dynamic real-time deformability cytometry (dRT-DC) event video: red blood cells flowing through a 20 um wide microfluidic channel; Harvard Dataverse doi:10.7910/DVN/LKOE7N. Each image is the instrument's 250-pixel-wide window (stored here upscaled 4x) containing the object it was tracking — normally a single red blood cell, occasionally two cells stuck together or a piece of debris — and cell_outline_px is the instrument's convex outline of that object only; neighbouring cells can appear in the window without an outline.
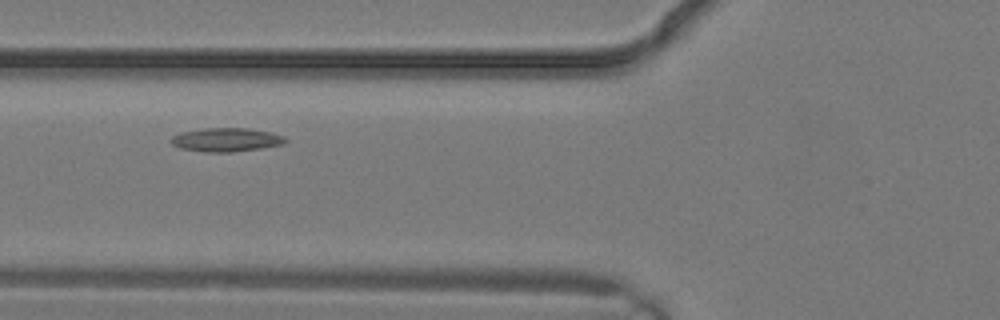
{"species": "common noctule bat (a hibernating species)", "species_latin": "Nyctalus noctula", "temperature_condition": "warm", "stored_images_in_passage": 3, "camera_frame_rate_fps": 3000, "um_per_image_px": 0.085, "animal": {"sex": "male", "body_mass_g": 19.2, "forearm_length_mm": 51.8}, "frame": {"image": 1, "passage_image": 3, "time_ms": 0.667, "image_size_px": [1000, 320], "cell_outline_px": [[288, 140], [284, 144], [260, 148], [232, 152], [204, 152], [180, 148], [172, 144], [172, 136], [180, 132], [204, 128], [248, 128], [272, 132], [284, 136]], "centroid_in_image_um": [19.25, 11.87], "position_along_channel_um": 106.6, "area_um2": 15.84}}